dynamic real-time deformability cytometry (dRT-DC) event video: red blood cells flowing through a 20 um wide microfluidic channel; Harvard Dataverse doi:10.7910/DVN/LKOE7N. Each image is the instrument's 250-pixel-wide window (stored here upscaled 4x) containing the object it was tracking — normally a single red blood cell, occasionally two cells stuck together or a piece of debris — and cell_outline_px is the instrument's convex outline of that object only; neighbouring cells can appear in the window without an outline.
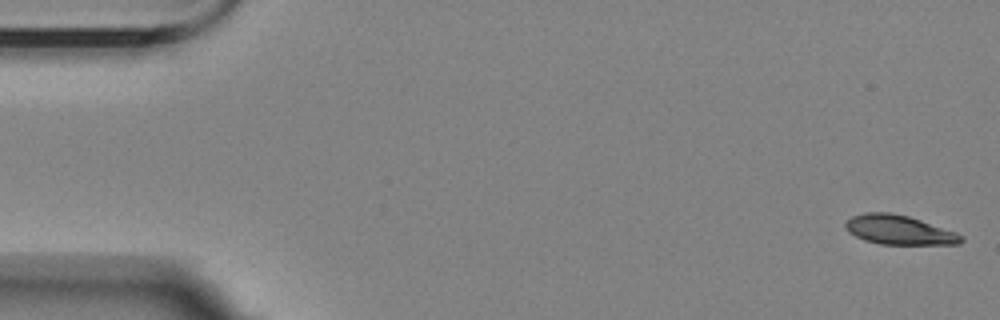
{"species": "Egyptian fruit bat (a non-hibernating species)", "species_latin": "Rousettus aegyptiacus", "temperature_condition": "room temperature", "stored_images_in_passage": 5, "camera_frame_rate_fps": 3000, "um_per_image_px": 0.085, "animal": {"sex": "female"}, "frame": {"image": 1, "passage_image": 1, "time_ms": 0.0, "image_size_px": [1000, 320], "cell_outline_px": [[964, 240], [960, 244], [880, 244], [864, 240], [848, 232], [844, 228], [844, 224], [852, 216], [864, 212], [892, 212], [908, 216], [956, 232], [964, 236]], "centroid_in_image_um": [76.4, 19.54], "position_along_channel_um": 8.6, "area_um2": 19.83}}
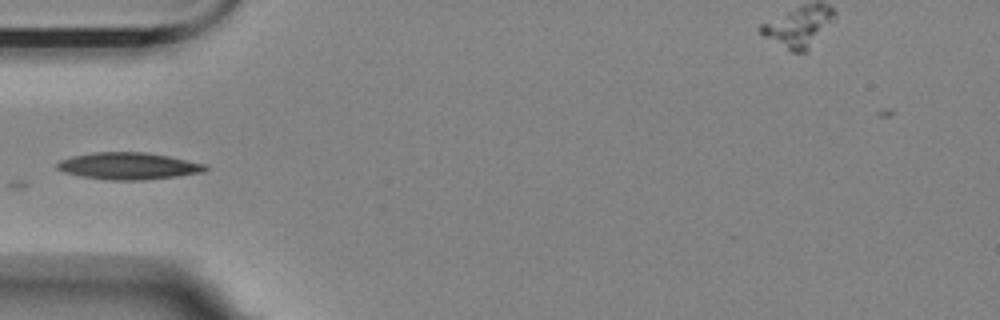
{"frame": {"image": 2, "passage_image": 5, "time_ms": 5.667, "image_size_px": [1000, 320], "cell_outline_px": [[208, 168], [204, 172], [176, 176], [144, 180], [108, 180], [80, 176], [64, 172], [56, 168], [56, 164], [60, 160], [72, 156], [96, 152], [144, 152], [168, 156], [208, 164]], "centroid_in_image_um": [10.93, 14.11], "position_along_channel_um": 74.1, "area_um2": 23.29}}